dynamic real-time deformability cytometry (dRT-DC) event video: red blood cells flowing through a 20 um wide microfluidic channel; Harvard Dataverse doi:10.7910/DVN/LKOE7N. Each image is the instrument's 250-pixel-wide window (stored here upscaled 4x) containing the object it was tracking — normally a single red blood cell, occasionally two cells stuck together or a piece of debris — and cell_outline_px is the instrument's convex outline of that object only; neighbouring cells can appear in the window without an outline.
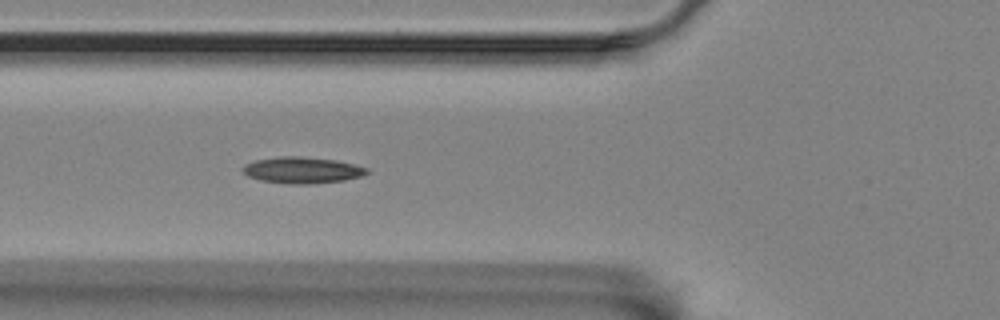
{"species": "Egyptian fruit bat (a non-hibernating species)", "species_latin": "Rousettus aegyptiacus", "temperature_condition": "room temperature", "stored_images_in_passage": 10, "camera_frame_rate_fps": 3000, "um_per_image_px": 0.085, "animal": {"sex": "female"}, "frame": {"image": 1, "passage_image": 6, "time_ms": 1.667, "image_size_px": [1000, 320], "cell_outline_px": [[368, 172], [360, 176], [344, 180], [308, 184], [292, 184], [260, 180], [248, 176], [240, 168], [244, 164], [256, 160], [280, 156], [300, 156], [336, 160], [368, 168]], "centroid_in_image_um": [25.64, 14.45], "position_along_channel_um": 100.2, "area_um2": 18.9}}
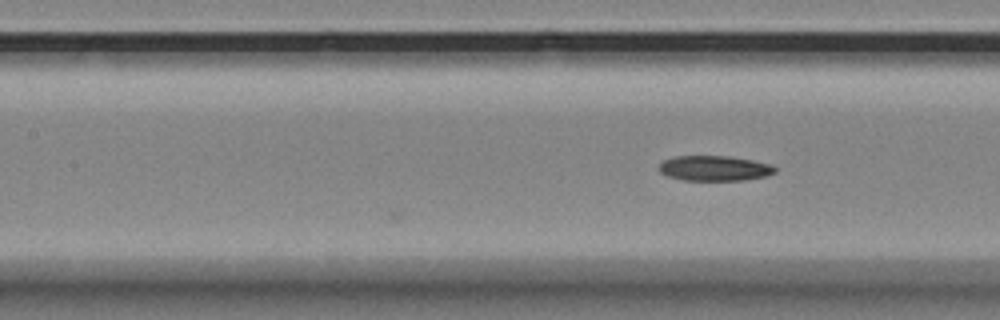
{"frame": {"image": 2, "passage_image": 10, "time_ms": 3.0, "image_size_px": [1000, 320], "cell_outline_px": [[776, 172], [764, 176], [744, 180], [684, 180], [668, 176], [660, 172], [656, 168], [664, 160], [672, 156], [728, 156], [752, 160], [772, 164], [776, 168]], "centroid_in_image_um": [60.71, 14.29], "position_along_channel_um": 146.7, "area_um2": 17.05}}